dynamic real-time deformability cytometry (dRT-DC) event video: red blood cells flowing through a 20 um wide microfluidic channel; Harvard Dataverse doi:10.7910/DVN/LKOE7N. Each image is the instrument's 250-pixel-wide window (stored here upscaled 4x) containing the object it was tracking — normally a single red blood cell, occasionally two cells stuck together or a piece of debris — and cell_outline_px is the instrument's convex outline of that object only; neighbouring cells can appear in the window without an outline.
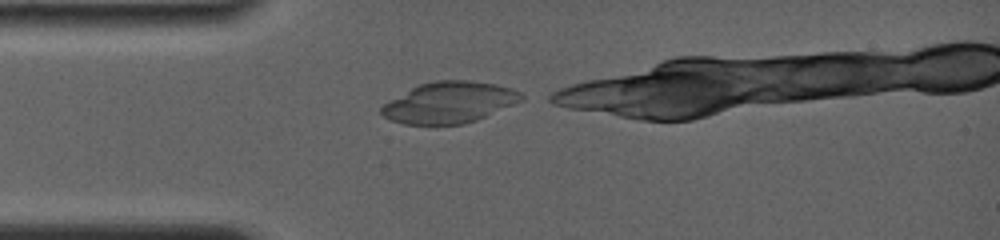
{"species": "common noctule bat (a hibernating species)", "species_latin": "Nyctalus noctula", "temperature_condition": "room temperature", "stored_images_in_passage": 9, "camera_frame_rate_fps": 4000, "um_per_image_px": 0.085, "animal": {"sex": "female", "body_mass_g": 19.0, "forearm_length_mm": 56.7}, "frame": {"image": 1, "passage_image": 1, "time_ms": 0.0, "image_size_px": [1000, 240], "cell_outline_px": [[524, 100], [476, 120], [464, 124], [404, 124], [392, 120], [384, 116], [380, 112], [380, 108], [388, 100], [420, 84], [432, 80], [468, 80], [496, 84], [512, 88], [520, 92], [524, 96]], "centroid_in_image_um": [38.2, 8.7], "position_along_channel_um": 46.8, "area_um2": 33.52}}
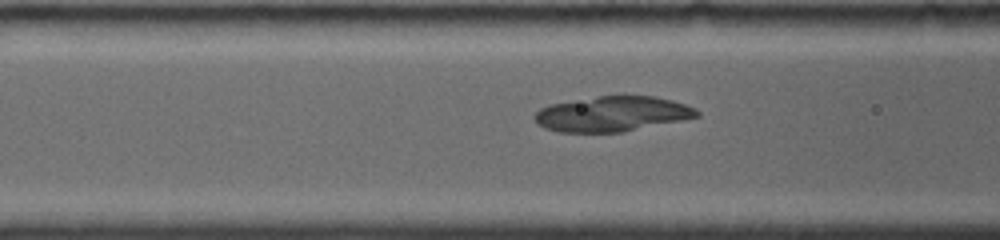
{"frame": {"image": 2, "passage_image": 7, "time_ms": 2.0, "image_size_px": [1000, 240], "cell_outline_px": [[700, 116], [684, 120], [620, 132], [560, 132], [544, 128], [536, 124], [532, 116], [540, 108], [548, 104], [596, 96], [652, 96], [672, 100], [696, 108], [700, 112]], "centroid_in_image_um": [52.01, 9.68], "position_along_channel_um": 114.6, "area_um2": 33.41}}